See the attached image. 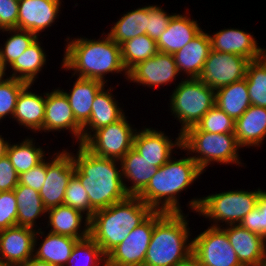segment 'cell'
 Instances as JSON below:
<instances>
[{
	"label": "cell",
	"instance_id": "1",
	"mask_svg": "<svg viewBox=\"0 0 266 266\" xmlns=\"http://www.w3.org/2000/svg\"><path fill=\"white\" fill-rule=\"evenodd\" d=\"M62 58L61 69L72 70V77L98 80L107 84L105 75L122 74L128 79V72L122 61L121 46L108 35L102 39L86 37L70 38ZM122 72V73H121Z\"/></svg>",
	"mask_w": 266,
	"mask_h": 266
},
{
	"label": "cell",
	"instance_id": "2",
	"mask_svg": "<svg viewBox=\"0 0 266 266\" xmlns=\"http://www.w3.org/2000/svg\"><path fill=\"white\" fill-rule=\"evenodd\" d=\"M70 153L75 163L74 174L85 188L95 211L129 196L124 187L120 161L94 155L83 144H79L76 155Z\"/></svg>",
	"mask_w": 266,
	"mask_h": 266
},
{
	"label": "cell",
	"instance_id": "3",
	"mask_svg": "<svg viewBox=\"0 0 266 266\" xmlns=\"http://www.w3.org/2000/svg\"><path fill=\"white\" fill-rule=\"evenodd\" d=\"M186 154L187 157L180 159L173 156L158 168L147 186L137 195L153 211L183 212L179 195L204 173L190 154Z\"/></svg>",
	"mask_w": 266,
	"mask_h": 266
},
{
	"label": "cell",
	"instance_id": "4",
	"mask_svg": "<svg viewBox=\"0 0 266 266\" xmlns=\"http://www.w3.org/2000/svg\"><path fill=\"white\" fill-rule=\"evenodd\" d=\"M152 212L140 198L129 195L122 201L94 212L90 218L89 236L107 255Z\"/></svg>",
	"mask_w": 266,
	"mask_h": 266
},
{
	"label": "cell",
	"instance_id": "5",
	"mask_svg": "<svg viewBox=\"0 0 266 266\" xmlns=\"http://www.w3.org/2000/svg\"><path fill=\"white\" fill-rule=\"evenodd\" d=\"M188 215L164 213L154 223L143 266H175L192 255Z\"/></svg>",
	"mask_w": 266,
	"mask_h": 266
},
{
	"label": "cell",
	"instance_id": "6",
	"mask_svg": "<svg viewBox=\"0 0 266 266\" xmlns=\"http://www.w3.org/2000/svg\"><path fill=\"white\" fill-rule=\"evenodd\" d=\"M262 191L260 188L254 191L228 190L193 198L187 205L199 216L208 218L210 222L213 221L212 227L239 224L251 210L257 207L258 197ZM220 223L224 224L220 225Z\"/></svg>",
	"mask_w": 266,
	"mask_h": 266
},
{
	"label": "cell",
	"instance_id": "7",
	"mask_svg": "<svg viewBox=\"0 0 266 266\" xmlns=\"http://www.w3.org/2000/svg\"><path fill=\"white\" fill-rule=\"evenodd\" d=\"M239 149L241 147L234 133L214 134L200 131L196 126H192L182 134L181 150L192 155L191 158L203 172L214 162L220 165L236 164L242 167Z\"/></svg>",
	"mask_w": 266,
	"mask_h": 266
},
{
	"label": "cell",
	"instance_id": "8",
	"mask_svg": "<svg viewBox=\"0 0 266 266\" xmlns=\"http://www.w3.org/2000/svg\"><path fill=\"white\" fill-rule=\"evenodd\" d=\"M169 98L171 115L181 124L183 134L215 105V90L199 78H182Z\"/></svg>",
	"mask_w": 266,
	"mask_h": 266
},
{
	"label": "cell",
	"instance_id": "9",
	"mask_svg": "<svg viewBox=\"0 0 266 266\" xmlns=\"http://www.w3.org/2000/svg\"><path fill=\"white\" fill-rule=\"evenodd\" d=\"M127 117L96 130L83 145L94 155L120 161L133 148L137 131Z\"/></svg>",
	"mask_w": 266,
	"mask_h": 266
},
{
	"label": "cell",
	"instance_id": "10",
	"mask_svg": "<svg viewBox=\"0 0 266 266\" xmlns=\"http://www.w3.org/2000/svg\"><path fill=\"white\" fill-rule=\"evenodd\" d=\"M153 211L106 255V266H143L154 223L164 214Z\"/></svg>",
	"mask_w": 266,
	"mask_h": 266
},
{
	"label": "cell",
	"instance_id": "11",
	"mask_svg": "<svg viewBox=\"0 0 266 266\" xmlns=\"http://www.w3.org/2000/svg\"><path fill=\"white\" fill-rule=\"evenodd\" d=\"M192 241V255L201 266H242L221 227L208 226Z\"/></svg>",
	"mask_w": 266,
	"mask_h": 266
},
{
	"label": "cell",
	"instance_id": "12",
	"mask_svg": "<svg viewBox=\"0 0 266 266\" xmlns=\"http://www.w3.org/2000/svg\"><path fill=\"white\" fill-rule=\"evenodd\" d=\"M75 163L67 149L54 152L47 161V173L44 185L39 191L44 207L50 208L64 204L65 190L74 175Z\"/></svg>",
	"mask_w": 266,
	"mask_h": 266
},
{
	"label": "cell",
	"instance_id": "13",
	"mask_svg": "<svg viewBox=\"0 0 266 266\" xmlns=\"http://www.w3.org/2000/svg\"><path fill=\"white\" fill-rule=\"evenodd\" d=\"M249 62L243 56L211 49L199 79L210 88L217 90L244 79Z\"/></svg>",
	"mask_w": 266,
	"mask_h": 266
},
{
	"label": "cell",
	"instance_id": "14",
	"mask_svg": "<svg viewBox=\"0 0 266 266\" xmlns=\"http://www.w3.org/2000/svg\"><path fill=\"white\" fill-rule=\"evenodd\" d=\"M175 148L176 150L182 148V134L180 132L175 141H172V138L167 136L164 131L145 127L136 131L133 140V149L157 168L172 158Z\"/></svg>",
	"mask_w": 266,
	"mask_h": 266
},
{
	"label": "cell",
	"instance_id": "15",
	"mask_svg": "<svg viewBox=\"0 0 266 266\" xmlns=\"http://www.w3.org/2000/svg\"><path fill=\"white\" fill-rule=\"evenodd\" d=\"M180 74L173 54L158 52L155 56L138 63L128 72V81L154 89L171 83Z\"/></svg>",
	"mask_w": 266,
	"mask_h": 266
},
{
	"label": "cell",
	"instance_id": "16",
	"mask_svg": "<svg viewBox=\"0 0 266 266\" xmlns=\"http://www.w3.org/2000/svg\"><path fill=\"white\" fill-rule=\"evenodd\" d=\"M61 130L71 132L77 144H82V126L76 121L67 97L58 87L46 92L43 131L49 133Z\"/></svg>",
	"mask_w": 266,
	"mask_h": 266
},
{
	"label": "cell",
	"instance_id": "17",
	"mask_svg": "<svg viewBox=\"0 0 266 266\" xmlns=\"http://www.w3.org/2000/svg\"><path fill=\"white\" fill-rule=\"evenodd\" d=\"M36 230L13 226L0 231V264L20 265L34 257Z\"/></svg>",
	"mask_w": 266,
	"mask_h": 266
},
{
	"label": "cell",
	"instance_id": "18",
	"mask_svg": "<svg viewBox=\"0 0 266 266\" xmlns=\"http://www.w3.org/2000/svg\"><path fill=\"white\" fill-rule=\"evenodd\" d=\"M62 0H19L18 29L28 30L38 37L55 23Z\"/></svg>",
	"mask_w": 266,
	"mask_h": 266
},
{
	"label": "cell",
	"instance_id": "19",
	"mask_svg": "<svg viewBox=\"0 0 266 266\" xmlns=\"http://www.w3.org/2000/svg\"><path fill=\"white\" fill-rule=\"evenodd\" d=\"M252 33H247L238 28H224L212 35L211 48L217 52L237 54L249 61L261 59L266 54V49L258 46Z\"/></svg>",
	"mask_w": 266,
	"mask_h": 266
},
{
	"label": "cell",
	"instance_id": "20",
	"mask_svg": "<svg viewBox=\"0 0 266 266\" xmlns=\"http://www.w3.org/2000/svg\"><path fill=\"white\" fill-rule=\"evenodd\" d=\"M242 266H258L266 257V239L240 224L221 227Z\"/></svg>",
	"mask_w": 266,
	"mask_h": 266
},
{
	"label": "cell",
	"instance_id": "21",
	"mask_svg": "<svg viewBox=\"0 0 266 266\" xmlns=\"http://www.w3.org/2000/svg\"><path fill=\"white\" fill-rule=\"evenodd\" d=\"M112 90V87L105 89L104 86L95 96L90 119L82 126V144L96 130L118 121L125 115Z\"/></svg>",
	"mask_w": 266,
	"mask_h": 266
},
{
	"label": "cell",
	"instance_id": "22",
	"mask_svg": "<svg viewBox=\"0 0 266 266\" xmlns=\"http://www.w3.org/2000/svg\"><path fill=\"white\" fill-rule=\"evenodd\" d=\"M211 49L209 33L202 30L181 50L173 54L179 74L187 75L186 78H199Z\"/></svg>",
	"mask_w": 266,
	"mask_h": 266
},
{
	"label": "cell",
	"instance_id": "23",
	"mask_svg": "<svg viewBox=\"0 0 266 266\" xmlns=\"http://www.w3.org/2000/svg\"><path fill=\"white\" fill-rule=\"evenodd\" d=\"M47 214L48 226L45 228H51L49 232L70 236L78 240L89 236L90 219L81 211L61 204L48 209ZM82 223H84L83 226Z\"/></svg>",
	"mask_w": 266,
	"mask_h": 266
},
{
	"label": "cell",
	"instance_id": "24",
	"mask_svg": "<svg viewBox=\"0 0 266 266\" xmlns=\"http://www.w3.org/2000/svg\"><path fill=\"white\" fill-rule=\"evenodd\" d=\"M186 13L187 10L185 14L177 13L171 18L166 30L156 42L160 52L174 54L202 31L197 19H190V13Z\"/></svg>",
	"mask_w": 266,
	"mask_h": 266
},
{
	"label": "cell",
	"instance_id": "25",
	"mask_svg": "<svg viewBox=\"0 0 266 266\" xmlns=\"http://www.w3.org/2000/svg\"><path fill=\"white\" fill-rule=\"evenodd\" d=\"M27 84L19 93L12 119L34 133L43 132L46 93L36 94Z\"/></svg>",
	"mask_w": 266,
	"mask_h": 266
},
{
	"label": "cell",
	"instance_id": "26",
	"mask_svg": "<svg viewBox=\"0 0 266 266\" xmlns=\"http://www.w3.org/2000/svg\"><path fill=\"white\" fill-rule=\"evenodd\" d=\"M43 228H38L34 238V257L38 260L48 262L53 266H66L72 249L78 239L70 236L59 235L52 232L44 234ZM39 235V236H38ZM43 236L40 244L39 237ZM38 236V237H37ZM38 245V248L36 247Z\"/></svg>",
	"mask_w": 266,
	"mask_h": 266
},
{
	"label": "cell",
	"instance_id": "27",
	"mask_svg": "<svg viewBox=\"0 0 266 266\" xmlns=\"http://www.w3.org/2000/svg\"><path fill=\"white\" fill-rule=\"evenodd\" d=\"M234 135L241 148L260 147L266 137V108L251 105L235 120Z\"/></svg>",
	"mask_w": 266,
	"mask_h": 266
},
{
	"label": "cell",
	"instance_id": "28",
	"mask_svg": "<svg viewBox=\"0 0 266 266\" xmlns=\"http://www.w3.org/2000/svg\"><path fill=\"white\" fill-rule=\"evenodd\" d=\"M120 162L125 190L132 196H137L147 186L158 169L133 148L129 150ZM126 181L128 183L131 182L132 185L129 184V186L125 183Z\"/></svg>",
	"mask_w": 266,
	"mask_h": 266
},
{
	"label": "cell",
	"instance_id": "29",
	"mask_svg": "<svg viewBox=\"0 0 266 266\" xmlns=\"http://www.w3.org/2000/svg\"><path fill=\"white\" fill-rule=\"evenodd\" d=\"M106 86L98 80L77 78L70 92L60 89L67 97L76 121L83 126L91 116V108L97 93Z\"/></svg>",
	"mask_w": 266,
	"mask_h": 266
},
{
	"label": "cell",
	"instance_id": "30",
	"mask_svg": "<svg viewBox=\"0 0 266 266\" xmlns=\"http://www.w3.org/2000/svg\"><path fill=\"white\" fill-rule=\"evenodd\" d=\"M18 204L17 226L38 230L37 219L47 217V209L44 207L39 191L18 183L14 189Z\"/></svg>",
	"mask_w": 266,
	"mask_h": 266
},
{
	"label": "cell",
	"instance_id": "31",
	"mask_svg": "<svg viewBox=\"0 0 266 266\" xmlns=\"http://www.w3.org/2000/svg\"><path fill=\"white\" fill-rule=\"evenodd\" d=\"M215 105L234 120L251 106L246 78L215 90Z\"/></svg>",
	"mask_w": 266,
	"mask_h": 266
},
{
	"label": "cell",
	"instance_id": "32",
	"mask_svg": "<svg viewBox=\"0 0 266 266\" xmlns=\"http://www.w3.org/2000/svg\"><path fill=\"white\" fill-rule=\"evenodd\" d=\"M39 37L28 47L23 54L10 66L12 70L9 77L21 80L27 84L34 85L36 78L44 65H46L47 55Z\"/></svg>",
	"mask_w": 266,
	"mask_h": 266
},
{
	"label": "cell",
	"instance_id": "33",
	"mask_svg": "<svg viewBox=\"0 0 266 266\" xmlns=\"http://www.w3.org/2000/svg\"><path fill=\"white\" fill-rule=\"evenodd\" d=\"M148 6L134 8L119 18L107 35L118 45L137 36L145 35L147 29Z\"/></svg>",
	"mask_w": 266,
	"mask_h": 266
},
{
	"label": "cell",
	"instance_id": "34",
	"mask_svg": "<svg viewBox=\"0 0 266 266\" xmlns=\"http://www.w3.org/2000/svg\"><path fill=\"white\" fill-rule=\"evenodd\" d=\"M34 138H25L21 143L9 142L6 155L10 159L18 175L27 172L31 168L37 166L46 158L43 147L35 145Z\"/></svg>",
	"mask_w": 266,
	"mask_h": 266
},
{
	"label": "cell",
	"instance_id": "35",
	"mask_svg": "<svg viewBox=\"0 0 266 266\" xmlns=\"http://www.w3.org/2000/svg\"><path fill=\"white\" fill-rule=\"evenodd\" d=\"M158 52L156 41L147 34L132 38L121 45L122 61L127 72Z\"/></svg>",
	"mask_w": 266,
	"mask_h": 266
},
{
	"label": "cell",
	"instance_id": "36",
	"mask_svg": "<svg viewBox=\"0 0 266 266\" xmlns=\"http://www.w3.org/2000/svg\"><path fill=\"white\" fill-rule=\"evenodd\" d=\"M1 32L11 34L0 47V60L6 68H9L38 38L36 34L18 28L5 29Z\"/></svg>",
	"mask_w": 266,
	"mask_h": 266
},
{
	"label": "cell",
	"instance_id": "37",
	"mask_svg": "<svg viewBox=\"0 0 266 266\" xmlns=\"http://www.w3.org/2000/svg\"><path fill=\"white\" fill-rule=\"evenodd\" d=\"M245 78L251 105L266 108V54L248 63Z\"/></svg>",
	"mask_w": 266,
	"mask_h": 266
},
{
	"label": "cell",
	"instance_id": "38",
	"mask_svg": "<svg viewBox=\"0 0 266 266\" xmlns=\"http://www.w3.org/2000/svg\"><path fill=\"white\" fill-rule=\"evenodd\" d=\"M102 263V264H101ZM106 266V255L90 237L78 240L66 266Z\"/></svg>",
	"mask_w": 266,
	"mask_h": 266
},
{
	"label": "cell",
	"instance_id": "39",
	"mask_svg": "<svg viewBox=\"0 0 266 266\" xmlns=\"http://www.w3.org/2000/svg\"><path fill=\"white\" fill-rule=\"evenodd\" d=\"M200 131L210 133H234L235 120L214 105L196 124Z\"/></svg>",
	"mask_w": 266,
	"mask_h": 266
},
{
	"label": "cell",
	"instance_id": "40",
	"mask_svg": "<svg viewBox=\"0 0 266 266\" xmlns=\"http://www.w3.org/2000/svg\"><path fill=\"white\" fill-rule=\"evenodd\" d=\"M26 85V82L9 76L0 83V122L7 116L13 117L17 97Z\"/></svg>",
	"mask_w": 266,
	"mask_h": 266
},
{
	"label": "cell",
	"instance_id": "41",
	"mask_svg": "<svg viewBox=\"0 0 266 266\" xmlns=\"http://www.w3.org/2000/svg\"><path fill=\"white\" fill-rule=\"evenodd\" d=\"M64 204L81 211L88 219H90L95 212L90 206L85 188L75 174L71 177L65 190Z\"/></svg>",
	"mask_w": 266,
	"mask_h": 266
},
{
	"label": "cell",
	"instance_id": "42",
	"mask_svg": "<svg viewBox=\"0 0 266 266\" xmlns=\"http://www.w3.org/2000/svg\"><path fill=\"white\" fill-rule=\"evenodd\" d=\"M239 224L266 239V190L260 193L257 207L251 210Z\"/></svg>",
	"mask_w": 266,
	"mask_h": 266
},
{
	"label": "cell",
	"instance_id": "43",
	"mask_svg": "<svg viewBox=\"0 0 266 266\" xmlns=\"http://www.w3.org/2000/svg\"><path fill=\"white\" fill-rule=\"evenodd\" d=\"M175 14L176 13L168 14L167 11H164L159 5H148L146 34L157 42Z\"/></svg>",
	"mask_w": 266,
	"mask_h": 266
},
{
	"label": "cell",
	"instance_id": "44",
	"mask_svg": "<svg viewBox=\"0 0 266 266\" xmlns=\"http://www.w3.org/2000/svg\"><path fill=\"white\" fill-rule=\"evenodd\" d=\"M17 211L14 190L0 192V231L17 225Z\"/></svg>",
	"mask_w": 266,
	"mask_h": 266
},
{
	"label": "cell",
	"instance_id": "45",
	"mask_svg": "<svg viewBox=\"0 0 266 266\" xmlns=\"http://www.w3.org/2000/svg\"><path fill=\"white\" fill-rule=\"evenodd\" d=\"M46 173L47 158L27 172L20 174L18 183L40 191L46 180Z\"/></svg>",
	"mask_w": 266,
	"mask_h": 266
},
{
	"label": "cell",
	"instance_id": "46",
	"mask_svg": "<svg viewBox=\"0 0 266 266\" xmlns=\"http://www.w3.org/2000/svg\"><path fill=\"white\" fill-rule=\"evenodd\" d=\"M19 0H0V31L18 28Z\"/></svg>",
	"mask_w": 266,
	"mask_h": 266
},
{
	"label": "cell",
	"instance_id": "47",
	"mask_svg": "<svg viewBox=\"0 0 266 266\" xmlns=\"http://www.w3.org/2000/svg\"><path fill=\"white\" fill-rule=\"evenodd\" d=\"M19 181V175L7 155L0 158V192L14 190Z\"/></svg>",
	"mask_w": 266,
	"mask_h": 266
},
{
	"label": "cell",
	"instance_id": "48",
	"mask_svg": "<svg viewBox=\"0 0 266 266\" xmlns=\"http://www.w3.org/2000/svg\"><path fill=\"white\" fill-rule=\"evenodd\" d=\"M19 266H53L48 262L41 261L36 259L35 257L30 258L25 263L20 264Z\"/></svg>",
	"mask_w": 266,
	"mask_h": 266
},
{
	"label": "cell",
	"instance_id": "49",
	"mask_svg": "<svg viewBox=\"0 0 266 266\" xmlns=\"http://www.w3.org/2000/svg\"><path fill=\"white\" fill-rule=\"evenodd\" d=\"M175 266H201V265L199 264L197 259L193 255H191L188 259H186L181 263L176 264Z\"/></svg>",
	"mask_w": 266,
	"mask_h": 266
},
{
	"label": "cell",
	"instance_id": "50",
	"mask_svg": "<svg viewBox=\"0 0 266 266\" xmlns=\"http://www.w3.org/2000/svg\"><path fill=\"white\" fill-rule=\"evenodd\" d=\"M9 144V140H4L2 135H0V158L6 155L7 146Z\"/></svg>",
	"mask_w": 266,
	"mask_h": 266
},
{
	"label": "cell",
	"instance_id": "51",
	"mask_svg": "<svg viewBox=\"0 0 266 266\" xmlns=\"http://www.w3.org/2000/svg\"><path fill=\"white\" fill-rule=\"evenodd\" d=\"M6 70H8V68L5 67V65L2 63V61L0 60V83L5 80V77H8V73H6Z\"/></svg>",
	"mask_w": 266,
	"mask_h": 266
},
{
	"label": "cell",
	"instance_id": "52",
	"mask_svg": "<svg viewBox=\"0 0 266 266\" xmlns=\"http://www.w3.org/2000/svg\"><path fill=\"white\" fill-rule=\"evenodd\" d=\"M258 266H266V257L260 262Z\"/></svg>",
	"mask_w": 266,
	"mask_h": 266
},
{
	"label": "cell",
	"instance_id": "53",
	"mask_svg": "<svg viewBox=\"0 0 266 266\" xmlns=\"http://www.w3.org/2000/svg\"><path fill=\"white\" fill-rule=\"evenodd\" d=\"M0 266H19V265H1Z\"/></svg>",
	"mask_w": 266,
	"mask_h": 266
}]
</instances>
